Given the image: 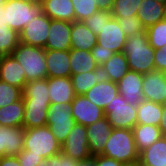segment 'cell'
<instances>
[{"instance_id": "obj_49", "label": "cell", "mask_w": 166, "mask_h": 166, "mask_svg": "<svg viewBox=\"0 0 166 166\" xmlns=\"http://www.w3.org/2000/svg\"><path fill=\"white\" fill-rule=\"evenodd\" d=\"M123 166H141L139 162L124 164Z\"/></svg>"}, {"instance_id": "obj_6", "label": "cell", "mask_w": 166, "mask_h": 166, "mask_svg": "<svg viewBox=\"0 0 166 166\" xmlns=\"http://www.w3.org/2000/svg\"><path fill=\"white\" fill-rule=\"evenodd\" d=\"M71 111V104L53 103L49 106L46 126L51 129L52 134L61 146L76 124Z\"/></svg>"}, {"instance_id": "obj_35", "label": "cell", "mask_w": 166, "mask_h": 166, "mask_svg": "<svg viewBox=\"0 0 166 166\" xmlns=\"http://www.w3.org/2000/svg\"><path fill=\"white\" fill-rule=\"evenodd\" d=\"M142 0H115L111 14L113 18L136 16Z\"/></svg>"}, {"instance_id": "obj_22", "label": "cell", "mask_w": 166, "mask_h": 166, "mask_svg": "<svg viewBox=\"0 0 166 166\" xmlns=\"http://www.w3.org/2000/svg\"><path fill=\"white\" fill-rule=\"evenodd\" d=\"M119 95L118 85L110 80L97 83L84 95L91 103L103 110Z\"/></svg>"}, {"instance_id": "obj_31", "label": "cell", "mask_w": 166, "mask_h": 166, "mask_svg": "<svg viewBox=\"0 0 166 166\" xmlns=\"http://www.w3.org/2000/svg\"><path fill=\"white\" fill-rule=\"evenodd\" d=\"M47 78L29 81L23 89V101L50 102Z\"/></svg>"}, {"instance_id": "obj_9", "label": "cell", "mask_w": 166, "mask_h": 166, "mask_svg": "<svg viewBox=\"0 0 166 166\" xmlns=\"http://www.w3.org/2000/svg\"><path fill=\"white\" fill-rule=\"evenodd\" d=\"M61 151L78 161L92 156L89 151L86 126L76 123L63 143Z\"/></svg>"}, {"instance_id": "obj_21", "label": "cell", "mask_w": 166, "mask_h": 166, "mask_svg": "<svg viewBox=\"0 0 166 166\" xmlns=\"http://www.w3.org/2000/svg\"><path fill=\"white\" fill-rule=\"evenodd\" d=\"M25 105L23 128L43 127L47 123V115L51 102L23 101Z\"/></svg>"}, {"instance_id": "obj_33", "label": "cell", "mask_w": 166, "mask_h": 166, "mask_svg": "<svg viewBox=\"0 0 166 166\" xmlns=\"http://www.w3.org/2000/svg\"><path fill=\"white\" fill-rule=\"evenodd\" d=\"M20 43L19 33L7 24L0 23V56L10 55Z\"/></svg>"}, {"instance_id": "obj_25", "label": "cell", "mask_w": 166, "mask_h": 166, "mask_svg": "<svg viewBox=\"0 0 166 166\" xmlns=\"http://www.w3.org/2000/svg\"><path fill=\"white\" fill-rule=\"evenodd\" d=\"M164 4L157 2L156 0H142L137 8L136 16L142 22L145 28L156 24L157 22L164 20Z\"/></svg>"}, {"instance_id": "obj_34", "label": "cell", "mask_w": 166, "mask_h": 166, "mask_svg": "<svg viewBox=\"0 0 166 166\" xmlns=\"http://www.w3.org/2000/svg\"><path fill=\"white\" fill-rule=\"evenodd\" d=\"M148 42L154 49H161L166 44V21L161 20L146 28Z\"/></svg>"}, {"instance_id": "obj_15", "label": "cell", "mask_w": 166, "mask_h": 166, "mask_svg": "<svg viewBox=\"0 0 166 166\" xmlns=\"http://www.w3.org/2000/svg\"><path fill=\"white\" fill-rule=\"evenodd\" d=\"M86 130L90 154L92 156L100 155L105 148L113 127L105 116L94 124L86 126Z\"/></svg>"}, {"instance_id": "obj_53", "label": "cell", "mask_w": 166, "mask_h": 166, "mask_svg": "<svg viewBox=\"0 0 166 166\" xmlns=\"http://www.w3.org/2000/svg\"><path fill=\"white\" fill-rule=\"evenodd\" d=\"M164 20L166 21V6H165V11H164Z\"/></svg>"}, {"instance_id": "obj_7", "label": "cell", "mask_w": 166, "mask_h": 166, "mask_svg": "<svg viewBox=\"0 0 166 166\" xmlns=\"http://www.w3.org/2000/svg\"><path fill=\"white\" fill-rule=\"evenodd\" d=\"M109 124L116 129H133L137 125V106L128 104L119 94L104 110Z\"/></svg>"}, {"instance_id": "obj_39", "label": "cell", "mask_w": 166, "mask_h": 166, "mask_svg": "<svg viewBox=\"0 0 166 166\" xmlns=\"http://www.w3.org/2000/svg\"><path fill=\"white\" fill-rule=\"evenodd\" d=\"M116 19L127 37L146 30L137 16H128Z\"/></svg>"}, {"instance_id": "obj_37", "label": "cell", "mask_w": 166, "mask_h": 166, "mask_svg": "<svg viewBox=\"0 0 166 166\" xmlns=\"http://www.w3.org/2000/svg\"><path fill=\"white\" fill-rule=\"evenodd\" d=\"M23 91L0 80V108L6 107L22 98Z\"/></svg>"}, {"instance_id": "obj_18", "label": "cell", "mask_w": 166, "mask_h": 166, "mask_svg": "<svg viewBox=\"0 0 166 166\" xmlns=\"http://www.w3.org/2000/svg\"><path fill=\"white\" fill-rule=\"evenodd\" d=\"M49 78L71 77L69 50H45Z\"/></svg>"}, {"instance_id": "obj_5", "label": "cell", "mask_w": 166, "mask_h": 166, "mask_svg": "<svg viewBox=\"0 0 166 166\" xmlns=\"http://www.w3.org/2000/svg\"><path fill=\"white\" fill-rule=\"evenodd\" d=\"M61 145L48 126L25 129L23 149L47 159L61 152Z\"/></svg>"}, {"instance_id": "obj_8", "label": "cell", "mask_w": 166, "mask_h": 166, "mask_svg": "<svg viewBox=\"0 0 166 166\" xmlns=\"http://www.w3.org/2000/svg\"><path fill=\"white\" fill-rule=\"evenodd\" d=\"M51 19L42 13L29 22L19 33L20 43L44 48L49 34Z\"/></svg>"}, {"instance_id": "obj_13", "label": "cell", "mask_w": 166, "mask_h": 166, "mask_svg": "<svg viewBox=\"0 0 166 166\" xmlns=\"http://www.w3.org/2000/svg\"><path fill=\"white\" fill-rule=\"evenodd\" d=\"M142 82L143 74L130 70L117 82L119 94L128 104L137 106L144 100Z\"/></svg>"}, {"instance_id": "obj_4", "label": "cell", "mask_w": 166, "mask_h": 166, "mask_svg": "<svg viewBox=\"0 0 166 166\" xmlns=\"http://www.w3.org/2000/svg\"><path fill=\"white\" fill-rule=\"evenodd\" d=\"M12 55L21 64L27 82L48 77L44 48L19 43Z\"/></svg>"}, {"instance_id": "obj_1", "label": "cell", "mask_w": 166, "mask_h": 166, "mask_svg": "<svg viewBox=\"0 0 166 166\" xmlns=\"http://www.w3.org/2000/svg\"><path fill=\"white\" fill-rule=\"evenodd\" d=\"M123 53L130 71L147 74L155 70V49L148 42L146 30L127 37Z\"/></svg>"}, {"instance_id": "obj_14", "label": "cell", "mask_w": 166, "mask_h": 166, "mask_svg": "<svg viewBox=\"0 0 166 166\" xmlns=\"http://www.w3.org/2000/svg\"><path fill=\"white\" fill-rule=\"evenodd\" d=\"M45 50L71 49V22L51 19Z\"/></svg>"}, {"instance_id": "obj_47", "label": "cell", "mask_w": 166, "mask_h": 166, "mask_svg": "<svg viewBox=\"0 0 166 166\" xmlns=\"http://www.w3.org/2000/svg\"><path fill=\"white\" fill-rule=\"evenodd\" d=\"M75 166H95L94 156L77 161Z\"/></svg>"}, {"instance_id": "obj_44", "label": "cell", "mask_w": 166, "mask_h": 166, "mask_svg": "<svg viewBox=\"0 0 166 166\" xmlns=\"http://www.w3.org/2000/svg\"><path fill=\"white\" fill-rule=\"evenodd\" d=\"M95 166H123L124 164L104 155L94 156Z\"/></svg>"}, {"instance_id": "obj_16", "label": "cell", "mask_w": 166, "mask_h": 166, "mask_svg": "<svg viewBox=\"0 0 166 166\" xmlns=\"http://www.w3.org/2000/svg\"><path fill=\"white\" fill-rule=\"evenodd\" d=\"M25 129L18 127L0 128V157L16 156L24 147Z\"/></svg>"}, {"instance_id": "obj_20", "label": "cell", "mask_w": 166, "mask_h": 166, "mask_svg": "<svg viewBox=\"0 0 166 166\" xmlns=\"http://www.w3.org/2000/svg\"><path fill=\"white\" fill-rule=\"evenodd\" d=\"M75 95H85L99 82L109 80L108 74L103 65H98L94 71L71 75Z\"/></svg>"}, {"instance_id": "obj_42", "label": "cell", "mask_w": 166, "mask_h": 166, "mask_svg": "<svg viewBox=\"0 0 166 166\" xmlns=\"http://www.w3.org/2000/svg\"><path fill=\"white\" fill-rule=\"evenodd\" d=\"M90 52L98 65H102L107 62L115 53L113 50H106L98 44H96Z\"/></svg>"}, {"instance_id": "obj_17", "label": "cell", "mask_w": 166, "mask_h": 166, "mask_svg": "<svg viewBox=\"0 0 166 166\" xmlns=\"http://www.w3.org/2000/svg\"><path fill=\"white\" fill-rule=\"evenodd\" d=\"M0 80L18 87L22 91L27 83L21 64L12 54L0 57Z\"/></svg>"}, {"instance_id": "obj_50", "label": "cell", "mask_w": 166, "mask_h": 166, "mask_svg": "<svg viewBox=\"0 0 166 166\" xmlns=\"http://www.w3.org/2000/svg\"><path fill=\"white\" fill-rule=\"evenodd\" d=\"M33 3H42L43 0H25Z\"/></svg>"}, {"instance_id": "obj_40", "label": "cell", "mask_w": 166, "mask_h": 166, "mask_svg": "<svg viewBox=\"0 0 166 166\" xmlns=\"http://www.w3.org/2000/svg\"><path fill=\"white\" fill-rule=\"evenodd\" d=\"M77 161L78 160L65 155L61 151L57 155L51 156L47 159H42L38 166H75Z\"/></svg>"}, {"instance_id": "obj_24", "label": "cell", "mask_w": 166, "mask_h": 166, "mask_svg": "<svg viewBox=\"0 0 166 166\" xmlns=\"http://www.w3.org/2000/svg\"><path fill=\"white\" fill-rule=\"evenodd\" d=\"M97 44V35L83 22H71V48L91 51Z\"/></svg>"}, {"instance_id": "obj_46", "label": "cell", "mask_w": 166, "mask_h": 166, "mask_svg": "<svg viewBox=\"0 0 166 166\" xmlns=\"http://www.w3.org/2000/svg\"><path fill=\"white\" fill-rule=\"evenodd\" d=\"M99 10L111 12L115 0H96Z\"/></svg>"}, {"instance_id": "obj_26", "label": "cell", "mask_w": 166, "mask_h": 166, "mask_svg": "<svg viewBox=\"0 0 166 166\" xmlns=\"http://www.w3.org/2000/svg\"><path fill=\"white\" fill-rule=\"evenodd\" d=\"M137 125L159 126L163 118V104L142 100L137 105Z\"/></svg>"}, {"instance_id": "obj_38", "label": "cell", "mask_w": 166, "mask_h": 166, "mask_svg": "<svg viewBox=\"0 0 166 166\" xmlns=\"http://www.w3.org/2000/svg\"><path fill=\"white\" fill-rule=\"evenodd\" d=\"M111 12L98 10L90 17L82 21L94 34L98 35L100 30L111 18Z\"/></svg>"}, {"instance_id": "obj_27", "label": "cell", "mask_w": 166, "mask_h": 166, "mask_svg": "<svg viewBox=\"0 0 166 166\" xmlns=\"http://www.w3.org/2000/svg\"><path fill=\"white\" fill-rule=\"evenodd\" d=\"M141 166H166V136H162L139 154Z\"/></svg>"}, {"instance_id": "obj_10", "label": "cell", "mask_w": 166, "mask_h": 166, "mask_svg": "<svg viewBox=\"0 0 166 166\" xmlns=\"http://www.w3.org/2000/svg\"><path fill=\"white\" fill-rule=\"evenodd\" d=\"M71 114L77 124L88 126L105 117L104 110L91 103L84 95H76L71 103Z\"/></svg>"}, {"instance_id": "obj_23", "label": "cell", "mask_w": 166, "mask_h": 166, "mask_svg": "<svg viewBox=\"0 0 166 166\" xmlns=\"http://www.w3.org/2000/svg\"><path fill=\"white\" fill-rule=\"evenodd\" d=\"M42 10L50 19L75 21V11L71 0H43Z\"/></svg>"}, {"instance_id": "obj_32", "label": "cell", "mask_w": 166, "mask_h": 166, "mask_svg": "<svg viewBox=\"0 0 166 166\" xmlns=\"http://www.w3.org/2000/svg\"><path fill=\"white\" fill-rule=\"evenodd\" d=\"M109 80L117 83L129 71L128 61L123 52L114 53L110 59L102 64Z\"/></svg>"}, {"instance_id": "obj_28", "label": "cell", "mask_w": 166, "mask_h": 166, "mask_svg": "<svg viewBox=\"0 0 166 166\" xmlns=\"http://www.w3.org/2000/svg\"><path fill=\"white\" fill-rule=\"evenodd\" d=\"M132 132L139 154L162 137L159 126L154 125H136Z\"/></svg>"}, {"instance_id": "obj_41", "label": "cell", "mask_w": 166, "mask_h": 166, "mask_svg": "<svg viewBox=\"0 0 166 166\" xmlns=\"http://www.w3.org/2000/svg\"><path fill=\"white\" fill-rule=\"evenodd\" d=\"M16 157L18 158L19 164L21 166H38L40 161L44 159L42 156L30 154V151L25 149L20 151Z\"/></svg>"}, {"instance_id": "obj_3", "label": "cell", "mask_w": 166, "mask_h": 166, "mask_svg": "<svg viewBox=\"0 0 166 166\" xmlns=\"http://www.w3.org/2000/svg\"><path fill=\"white\" fill-rule=\"evenodd\" d=\"M109 158H113L123 164L139 162V153L132 129L113 128L103 152Z\"/></svg>"}, {"instance_id": "obj_29", "label": "cell", "mask_w": 166, "mask_h": 166, "mask_svg": "<svg viewBox=\"0 0 166 166\" xmlns=\"http://www.w3.org/2000/svg\"><path fill=\"white\" fill-rule=\"evenodd\" d=\"M71 75L94 71L98 64L90 51L80 49H70Z\"/></svg>"}, {"instance_id": "obj_30", "label": "cell", "mask_w": 166, "mask_h": 166, "mask_svg": "<svg viewBox=\"0 0 166 166\" xmlns=\"http://www.w3.org/2000/svg\"><path fill=\"white\" fill-rule=\"evenodd\" d=\"M25 105L23 98L0 108V125L2 127H23Z\"/></svg>"}, {"instance_id": "obj_12", "label": "cell", "mask_w": 166, "mask_h": 166, "mask_svg": "<svg viewBox=\"0 0 166 166\" xmlns=\"http://www.w3.org/2000/svg\"><path fill=\"white\" fill-rule=\"evenodd\" d=\"M142 91L145 100L164 104L166 99V73L152 70L143 74Z\"/></svg>"}, {"instance_id": "obj_52", "label": "cell", "mask_w": 166, "mask_h": 166, "mask_svg": "<svg viewBox=\"0 0 166 166\" xmlns=\"http://www.w3.org/2000/svg\"><path fill=\"white\" fill-rule=\"evenodd\" d=\"M7 0H0V5H4Z\"/></svg>"}, {"instance_id": "obj_43", "label": "cell", "mask_w": 166, "mask_h": 166, "mask_svg": "<svg viewBox=\"0 0 166 166\" xmlns=\"http://www.w3.org/2000/svg\"><path fill=\"white\" fill-rule=\"evenodd\" d=\"M155 70L166 73V44L161 49H155L154 54Z\"/></svg>"}, {"instance_id": "obj_19", "label": "cell", "mask_w": 166, "mask_h": 166, "mask_svg": "<svg viewBox=\"0 0 166 166\" xmlns=\"http://www.w3.org/2000/svg\"><path fill=\"white\" fill-rule=\"evenodd\" d=\"M51 104H71L75 98L71 77H47Z\"/></svg>"}, {"instance_id": "obj_51", "label": "cell", "mask_w": 166, "mask_h": 166, "mask_svg": "<svg viewBox=\"0 0 166 166\" xmlns=\"http://www.w3.org/2000/svg\"><path fill=\"white\" fill-rule=\"evenodd\" d=\"M156 1L166 5V0H156Z\"/></svg>"}, {"instance_id": "obj_45", "label": "cell", "mask_w": 166, "mask_h": 166, "mask_svg": "<svg viewBox=\"0 0 166 166\" xmlns=\"http://www.w3.org/2000/svg\"><path fill=\"white\" fill-rule=\"evenodd\" d=\"M0 166H21L16 156L0 157Z\"/></svg>"}, {"instance_id": "obj_2", "label": "cell", "mask_w": 166, "mask_h": 166, "mask_svg": "<svg viewBox=\"0 0 166 166\" xmlns=\"http://www.w3.org/2000/svg\"><path fill=\"white\" fill-rule=\"evenodd\" d=\"M42 13L41 3L7 0L4 5H0V23H5L20 33L29 22Z\"/></svg>"}, {"instance_id": "obj_48", "label": "cell", "mask_w": 166, "mask_h": 166, "mask_svg": "<svg viewBox=\"0 0 166 166\" xmlns=\"http://www.w3.org/2000/svg\"><path fill=\"white\" fill-rule=\"evenodd\" d=\"M159 128L162 136H166V105H163V118L161 119Z\"/></svg>"}, {"instance_id": "obj_11", "label": "cell", "mask_w": 166, "mask_h": 166, "mask_svg": "<svg viewBox=\"0 0 166 166\" xmlns=\"http://www.w3.org/2000/svg\"><path fill=\"white\" fill-rule=\"evenodd\" d=\"M127 36L121 29L116 18H111L100 30L97 35V44L105 48L111 49L115 53L123 52Z\"/></svg>"}, {"instance_id": "obj_36", "label": "cell", "mask_w": 166, "mask_h": 166, "mask_svg": "<svg viewBox=\"0 0 166 166\" xmlns=\"http://www.w3.org/2000/svg\"><path fill=\"white\" fill-rule=\"evenodd\" d=\"M75 11V21L82 22L99 10L96 0H71Z\"/></svg>"}]
</instances>
